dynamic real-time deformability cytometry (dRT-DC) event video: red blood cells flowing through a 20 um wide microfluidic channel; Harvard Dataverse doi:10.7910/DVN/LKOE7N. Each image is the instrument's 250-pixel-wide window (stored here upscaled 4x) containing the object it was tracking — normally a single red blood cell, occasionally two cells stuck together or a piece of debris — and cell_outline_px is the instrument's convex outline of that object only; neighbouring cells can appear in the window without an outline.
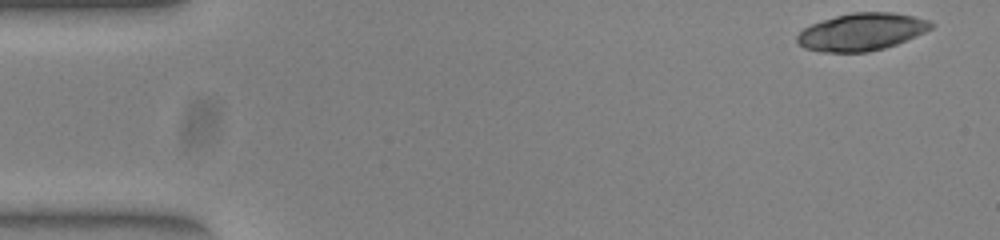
{"species": "common noctule bat (a hibernating species)", "species_latin": "Nyctalus noctula", "temperature_condition": "warm", "stored_images_in_passage": 50, "camera_frame_rate_fps": 3000, "um_per_image_px": 0.085, "animal": {"sex": "female", "body_mass_g": 23.0, "forearm_length_mm": 53.4}, "frame": {"image": 1, "passage_image": 1, "time_ms": 0.0, "image_size_px": [1000, 240], "cell_outline_px": [[936, 24], [932, 28], [916, 36], [896, 44], [884, 48], [868, 52], [820, 52], [804, 48], [796, 40], [796, 36], [804, 28], [812, 24], [836, 16], [852, 12], [892, 12], [912, 16], [928, 20]], "centroid_in_image_um": [73.24, 2.71], "position_along_channel_um": 11.8, "area_um2": 29.07}}
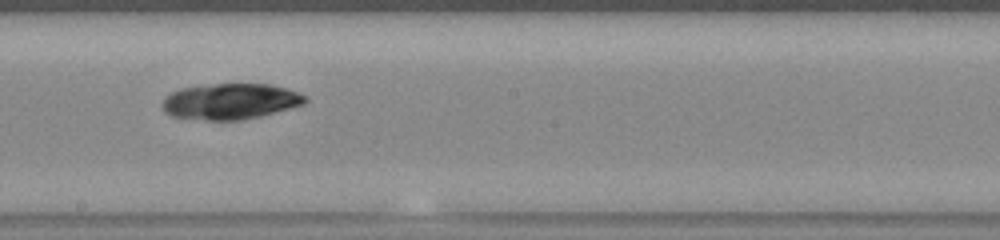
{"frame": {"image": 2, "passage_image": 27, "time_ms": 8.667, "image_size_px": [1000, 240], "cell_outline_px": [[308, 100], [304, 104], [260, 116], [240, 120], [208, 120], [172, 116], [164, 112], [160, 104], [164, 96], [180, 88], [212, 84], [272, 84], [288, 88], [308, 96]], "centroid_in_image_um": [19.58, 8.61], "position_along_channel_um": 228.6, "area_um2": 30.06}}
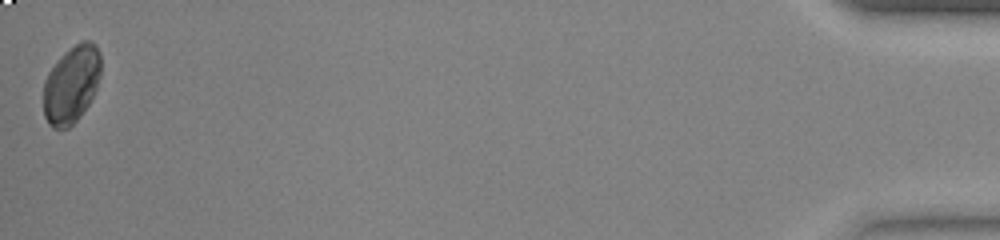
{"frame": {"image": 3, "passage_image": 50, "time_ms": 16.333, "image_size_px": [1000, 240], "cell_outline_px": [[100, 76], [96, 88], [88, 104], [80, 116], [68, 128], [52, 128], [48, 124], [44, 116], [44, 80], [48, 72], [56, 60], [64, 52], [80, 40], [92, 40], [96, 44], [100, 52]], "centroid_in_image_um": [6.07, 7.13], "position_along_channel_um": 429.1, "area_um2": 26.13}, "authors_computed_cell_mechanics": {"area_um2": 28.9, "velocity_mm_per_s": 3.9214, "shape_relaxation_time_tau1_ms": null, "shape_relaxation_time_tau2_ms": 8.9225, "deformation_change_tau1": null, "deformation_change_tau2": 0.0786}}